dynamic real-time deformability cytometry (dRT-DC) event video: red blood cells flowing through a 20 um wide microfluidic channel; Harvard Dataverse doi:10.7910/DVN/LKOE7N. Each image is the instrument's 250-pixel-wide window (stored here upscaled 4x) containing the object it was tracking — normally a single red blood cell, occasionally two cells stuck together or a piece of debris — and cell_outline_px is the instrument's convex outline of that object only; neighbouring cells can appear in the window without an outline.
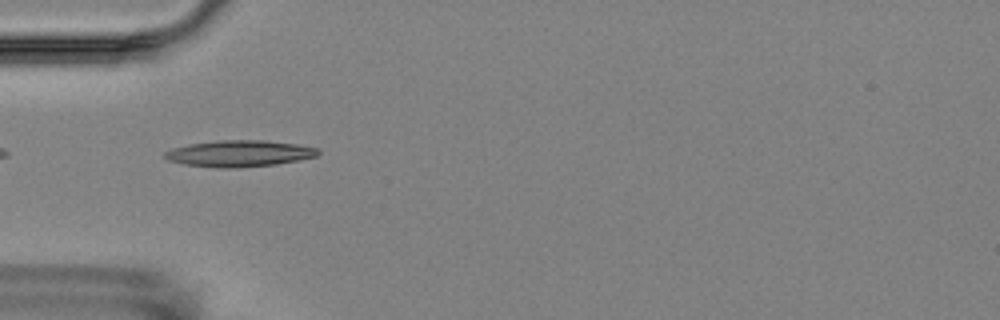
{"species": "Egyptian fruit bat (a non-hibernating species)", "species_latin": "Rousettus aegyptiacus", "temperature_condition": "room temperature", "stored_images_in_passage": 4, "camera_frame_rate_fps": 3000, "um_per_image_px": 0.085, "animal": {"sex": "female"}, "frame": {"image": 1, "passage_image": 4, "time_ms": 4.333, "image_size_px": [1000, 320], "cell_outline_px": [[320, 152], [316, 156], [300, 160], [276, 164], [232, 168], [220, 168], [184, 164], [168, 160], [164, 156], [164, 152], [172, 148], [188, 144], [220, 140], [264, 140], [296, 144], [316, 148]], "centroid_in_image_um": [20.32, 13.04], "position_along_channel_um": 64.7, "area_um2": 23.47}}